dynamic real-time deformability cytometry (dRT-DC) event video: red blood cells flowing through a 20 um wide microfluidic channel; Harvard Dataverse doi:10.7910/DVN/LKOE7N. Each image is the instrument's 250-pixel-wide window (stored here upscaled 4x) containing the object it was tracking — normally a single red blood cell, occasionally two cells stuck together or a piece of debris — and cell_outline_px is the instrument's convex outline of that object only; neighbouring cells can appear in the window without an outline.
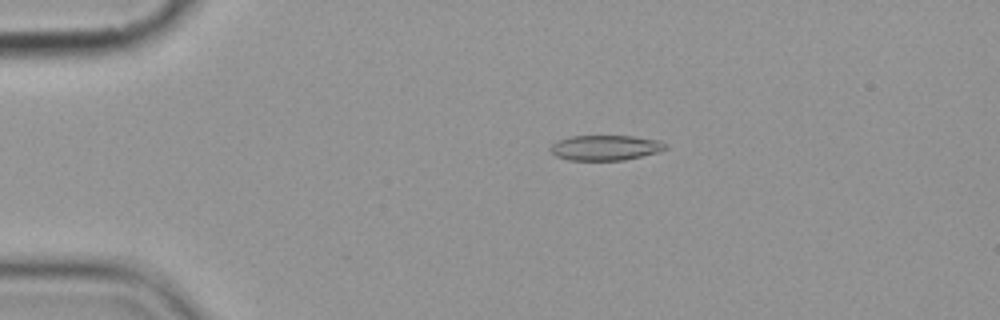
{"species": "common noctule bat (a hibernating species)", "species_latin": "Nyctalus noctula", "temperature_condition": "cold", "stored_images_in_passage": 7, "camera_frame_rate_fps": 3000, "um_per_image_px": 0.085, "animal": {"sex": "female", "body_mass_g": 19.9}, "frame": {"image": 1, "passage_image": 2, "time_ms": 1.0, "image_size_px": [1000, 320], "cell_outline_px": [[668, 148], [660, 152], [624, 160], [568, 160], [556, 156], [548, 148], [556, 140], [572, 136], [632, 136], [660, 140], [668, 144]], "centroid_in_image_um": [51.48, 12.55], "position_along_channel_um": 33.5, "area_um2": 17.11}}
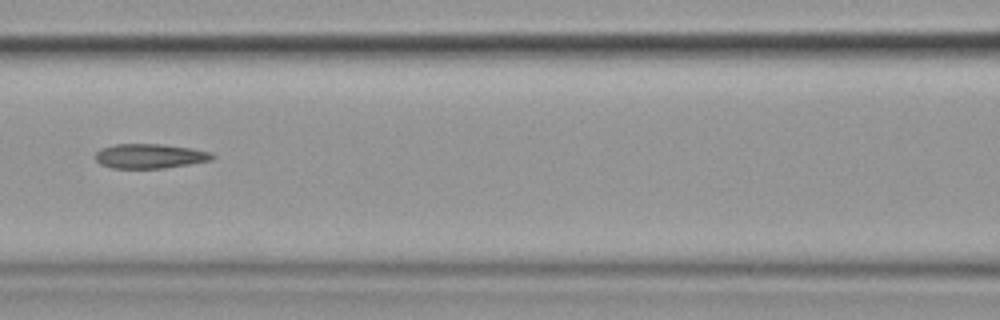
{"frame": {"image": 2, "passage_image": 6, "time_ms": 5.667, "image_size_px": [1000, 320], "cell_outline_px": [[216, 156], [212, 160], [164, 168], [112, 168], [100, 164], [96, 160], [96, 152], [100, 148], [116, 144], [164, 144], [192, 148], [212, 152]], "centroid_in_image_um": [12.76, 13.26], "position_along_channel_um": 153.8, "area_um2": 16.82}}
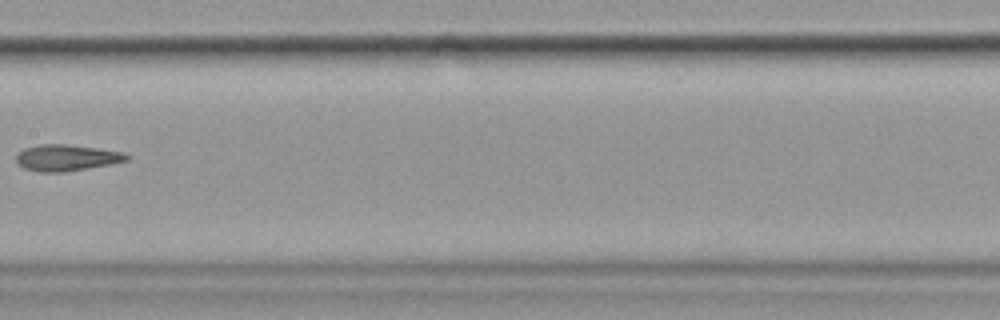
{"frame": {"image": 3, "passage_image": 7, "time_ms": 7.0, "image_size_px": [1000, 320], "cell_outline_px": [[128, 160], [112, 164], [64, 172], [44, 172], [24, 168], [16, 160], [16, 156], [24, 148], [40, 144], [64, 144], [96, 148], [124, 152], [128, 156]], "centroid_in_image_um": [5.67, 13.4], "position_along_channel_um": 201.7, "area_um2": 16.7}}